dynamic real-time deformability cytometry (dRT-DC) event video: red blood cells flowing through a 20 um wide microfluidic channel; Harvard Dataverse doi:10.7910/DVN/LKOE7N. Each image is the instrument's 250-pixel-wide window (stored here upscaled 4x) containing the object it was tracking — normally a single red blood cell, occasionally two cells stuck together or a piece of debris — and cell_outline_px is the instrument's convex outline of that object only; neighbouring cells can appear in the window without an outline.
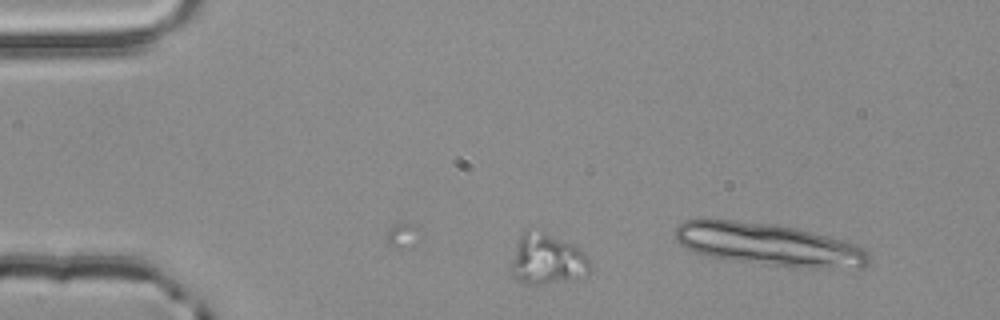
{"species": "common noctule bat (a hibernating species)", "species_latin": "Nyctalus noctula", "temperature_condition": "room temperature", "stored_images_in_passage": 3, "segment_of_instrument_passage": [1, 2], "camera_frame_rate_fps": 3000, "um_per_image_px": 0.085, "animal": {"sex": "male", "body_mass_g": 20.4}, "frame": {"image": 1, "passage_image": 1, "time_ms": 0.0, "image_size_px": [1000, 320], "cell_outline_px": [[588, 276], [544, 284], [528, 284], [520, 280], [512, 272], [512, 264], [516, 248], [520, 236], [528, 228], [540, 228], [572, 244], [588, 260]], "centroid_in_image_um": [46.5, 22.0], "position_along_channel_um": 38.5, "area_um2": 22.83}}